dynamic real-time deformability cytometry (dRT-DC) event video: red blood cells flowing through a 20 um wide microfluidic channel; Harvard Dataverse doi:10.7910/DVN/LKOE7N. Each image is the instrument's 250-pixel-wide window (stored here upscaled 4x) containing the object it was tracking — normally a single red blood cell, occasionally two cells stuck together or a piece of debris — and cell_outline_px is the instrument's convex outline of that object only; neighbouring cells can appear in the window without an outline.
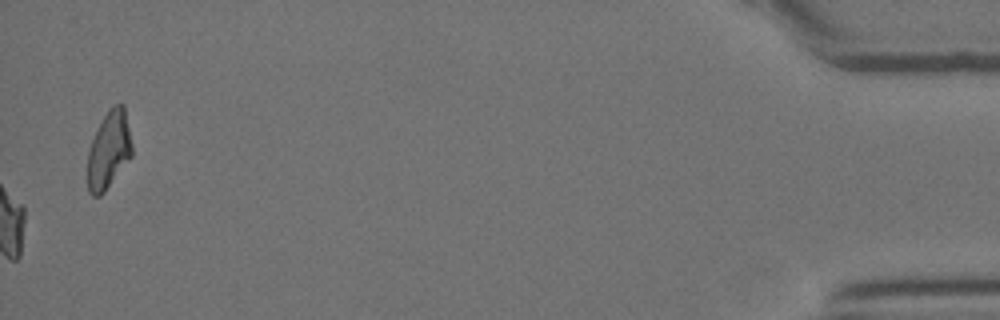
{"species": "Egyptian fruit bat (a non-hibernating species)", "species_latin": "Rousettus aegyptiacus", "temperature_condition": "room temperature", "stored_images_in_passage": 41, "camera_frame_rate_fps": 3000, "um_per_image_px": 0.085, "animal": {"sex": "female"}, "frame": {"image": 1, "passage_image": 41, "time_ms": 13.333, "image_size_px": [1000, 320], "cell_outline_px": [[132, 156], [104, 192], [100, 196], [92, 196], [88, 192], [88, 152], [92, 140], [108, 108], [112, 104], [124, 104], [132, 144]], "centroid_in_image_um": [9.26, 12.74], "position_along_channel_um": 425.9, "area_um2": 19.94}}